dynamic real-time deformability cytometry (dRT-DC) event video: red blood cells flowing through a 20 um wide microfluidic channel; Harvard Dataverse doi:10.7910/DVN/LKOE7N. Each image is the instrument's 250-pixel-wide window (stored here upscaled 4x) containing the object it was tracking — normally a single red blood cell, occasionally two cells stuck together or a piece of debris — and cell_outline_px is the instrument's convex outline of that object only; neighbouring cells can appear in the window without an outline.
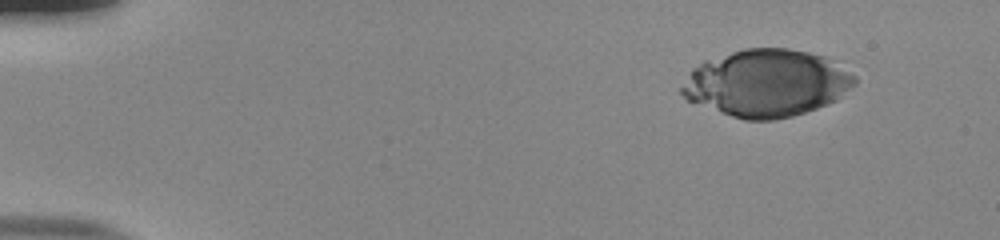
{"species": "human", "species_latin": "Homo sapiens", "temperature_condition": "room temperature", "stored_images_in_passage": 18, "camera_frame_rate_fps": 3000, "um_per_image_px": 0.085, "donor": {"sex": "male"}, "frame": {"image": 1, "passage_image": 6, "time_ms": 1.667, "image_size_px": [1000, 240], "cell_outline_px": [[856, 84], [836, 100], [816, 108], [792, 116], [772, 120], [744, 120], [732, 116], [688, 100], [680, 92], [680, 88], [692, 68], [704, 60], [744, 48], [788, 48], [808, 52], [824, 56], [856, 76]], "centroid_in_image_um": [65.15, 7.05], "position_along_channel_um": 19.9, "area_um2": 67.28}}